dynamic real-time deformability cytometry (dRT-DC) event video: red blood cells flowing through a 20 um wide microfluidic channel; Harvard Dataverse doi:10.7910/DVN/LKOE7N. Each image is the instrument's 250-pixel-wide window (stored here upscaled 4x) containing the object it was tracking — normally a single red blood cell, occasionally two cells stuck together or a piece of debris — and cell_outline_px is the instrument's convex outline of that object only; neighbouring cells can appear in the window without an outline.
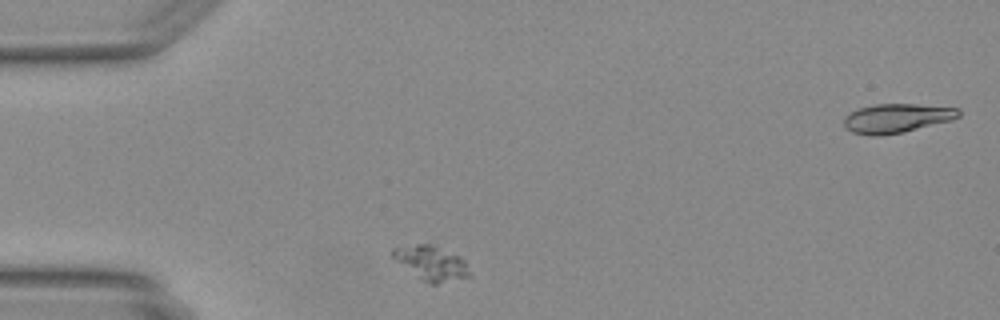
{"species": "Egyptian fruit bat (a non-hibernating species)", "species_latin": "Rousettus aegyptiacus", "temperature_condition": "warm", "stored_images_in_passage": 39, "camera_frame_rate_fps": 3000, "um_per_image_px": 0.085, "animal": {"sex": "female"}, "frame": {"image": 1, "passage_image": 2, "time_ms": 0.333, "image_size_px": [1000, 320], "cell_outline_px": [[472, 276], [436, 284], [432, 284], [424, 280], [396, 260], [392, 256], [392, 248], [416, 244], [432, 244], [460, 256], [464, 260]], "centroid_in_image_um": [36.71, 22.34], "position_along_channel_um": 48.3, "area_um2": 15.03}}
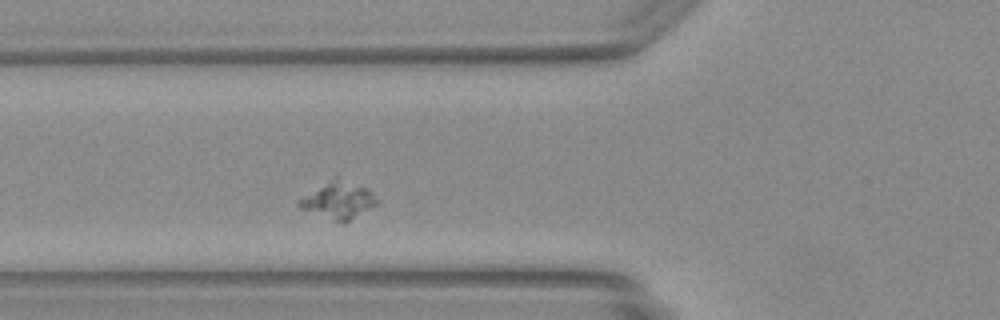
{"frame": {"image": 2, "passage_image": 7, "time_ms": 2.0, "image_size_px": [1000, 320], "cell_outline_px": [[380, 204], [348, 220], [332, 220], [300, 208], [296, 204], [296, 200], [336, 172], [368, 188], [380, 200]], "centroid_in_image_um": [28.76, 16.9], "position_along_channel_um": 97.0, "area_um2": 17.69}}
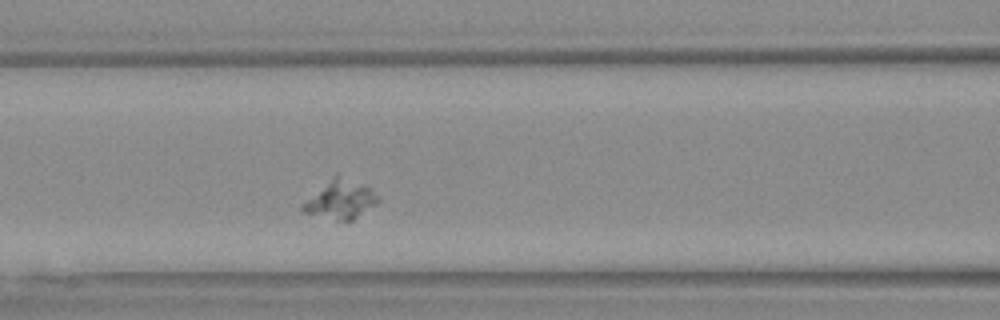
{"frame": {"image": 3, "passage_image": 10, "time_ms": 3.0, "image_size_px": [1000, 320], "cell_outline_px": [[380, 200], [376, 204], [352, 220], [336, 220], [304, 212], [300, 208], [300, 204], [336, 172], [372, 188], [380, 196]], "centroid_in_image_um": [28.94, 16.91], "position_along_channel_um": 137.7, "area_um2": 17.22}}